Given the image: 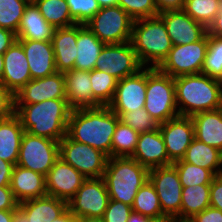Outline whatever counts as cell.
I'll use <instances>...</instances> for the list:
<instances>
[{"label":"cell","mask_w":222,"mask_h":222,"mask_svg":"<svg viewBox=\"0 0 222 222\" xmlns=\"http://www.w3.org/2000/svg\"><path fill=\"white\" fill-rule=\"evenodd\" d=\"M14 210H0V222H13Z\"/></svg>","instance_id":"cell-53"},{"label":"cell","mask_w":222,"mask_h":222,"mask_svg":"<svg viewBox=\"0 0 222 222\" xmlns=\"http://www.w3.org/2000/svg\"><path fill=\"white\" fill-rule=\"evenodd\" d=\"M17 40L22 44L32 79L44 78L57 72L51 41Z\"/></svg>","instance_id":"cell-21"},{"label":"cell","mask_w":222,"mask_h":222,"mask_svg":"<svg viewBox=\"0 0 222 222\" xmlns=\"http://www.w3.org/2000/svg\"><path fill=\"white\" fill-rule=\"evenodd\" d=\"M142 68L130 41L105 44L95 64V69L105 71L118 80L134 75Z\"/></svg>","instance_id":"cell-13"},{"label":"cell","mask_w":222,"mask_h":222,"mask_svg":"<svg viewBox=\"0 0 222 222\" xmlns=\"http://www.w3.org/2000/svg\"><path fill=\"white\" fill-rule=\"evenodd\" d=\"M26 0H0V27L17 34Z\"/></svg>","instance_id":"cell-39"},{"label":"cell","mask_w":222,"mask_h":222,"mask_svg":"<svg viewBox=\"0 0 222 222\" xmlns=\"http://www.w3.org/2000/svg\"><path fill=\"white\" fill-rule=\"evenodd\" d=\"M59 157L88 178H102L108 156L87 144L79 143L65 135L59 141Z\"/></svg>","instance_id":"cell-8"},{"label":"cell","mask_w":222,"mask_h":222,"mask_svg":"<svg viewBox=\"0 0 222 222\" xmlns=\"http://www.w3.org/2000/svg\"><path fill=\"white\" fill-rule=\"evenodd\" d=\"M104 45L86 25L77 24V57L74 69L89 72L95 69Z\"/></svg>","instance_id":"cell-27"},{"label":"cell","mask_w":222,"mask_h":222,"mask_svg":"<svg viewBox=\"0 0 222 222\" xmlns=\"http://www.w3.org/2000/svg\"><path fill=\"white\" fill-rule=\"evenodd\" d=\"M194 137L222 152V108L199 112L191 116Z\"/></svg>","instance_id":"cell-26"},{"label":"cell","mask_w":222,"mask_h":222,"mask_svg":"<svg viewBox=\"0 0 222 222\" xmlns=\"http://www.w3.org/2000/svg\"><path fill=\"white\" fill-rule=\"evenodd\" d=\"M119 121L108 106L74 109L70 113L67 136L111 157L112 136Z\"/></svg>","instance_id":"cell-1"},{"label":"cell","mask_w":222,"mask_h":222,"mask_svg":"<svg viewBox=\"0 0 222 222\" xmlns=\"http://www.w3.org/2000/svg\"><path fill=\"white\" fill-rule=\"evenodd\" d=\"M118 5L134 20L159 14L154 0H118Z\"/></svg>","instance_id":"cell-42"},{"label":"cell","mask_w":222,"mask_h":222,"mask_svg":"<svg viewBox=\"0 0 222 222\" xmlns=\"http://www.w3.org/2000/svg\"><path fill=\"white\" fill-rule=\"evenodd\" d=\"M201 73L222 82V38L221 37L208 35V47Z\"/></svg>","instance_id":"cell-38"},{"label":"cell","mask_w":222,"mask_h":222,"mask_svg":"<svg viewBox=\"0 0 222 222\" xmlns=\"http://www.w3.org/2000/svg\"><path fill=\"white\" fill-rule=\"evenodd\" d=\"M176 105L180 116L222 108V82L205 74L174 78ZM179 106V107H178Z\"/></svg>","instance_id":"cell-3"},{"label":"cell","mask_w":222,"mask_h":222,"mask_svg":"<svg viewBox=\"0 0 222 222\" xmlns=\"http://www.w3.org/2000/svg\"><path fill=\"white\" fill-rule=\"evenodd\" d=\"M148 180L159 197L162 213L167 218L180 222L182 185L173 165L156 167L149 170Z\"/></svg>","instance_id":"cell-11"},{"label":"cell","mask_w":222,"mask_h":222,"mask_svg":"<svg viewBox=\"0 0 222 222\" xmlns=\"http://www.w3.org/2000/svg\"><path fill=\"white\" fill-rule=\"evenodd\" d=\"M13 222H32V221L28 220L25 213L19 207H17L14 210Z\"/></svg>","instance_id":"cell-54"},{"label":"cell","mask_w":222,"mask_h":222,"mask_svg":"<svg viewBox=\"0 0 222 222\" xmlns=\"http://www.w3.org/2000/svg\"><path fill=\"white\" fill-rule=\"evenodd\" d=\"M130 42L141 65L151 68H158L173 47L159 15L134 20Z\"/></svg>","instance_id":"cell-4"},{"label":"cell","mask_w":222,"mask_h":222,"mask_svg":"<svg viewBox=\"0 0 222 222\" xmlns=\"http://www.w3.org/2000/svg\"><path fill=\"white\" fill-rule=\"evenodd\" d=\"M18 204L10 186H0V210H15Z\"/></svg>","instance_id":"cell-47"},{"label":"cell","mask_w":222,"mask_h":222,"mask_svg":"<svg viewBox=\"0 0 222 222\" xmlns=\"http://www.w3.org/2000/svg\"><path fill=\"white\" fill-rule=\"evenodd\" d=\"M18 207L32 222H53L68 210V202L46 195L23 201Z\"/></svg>","instance_id":"cell-25"},{"label":"cell","mask_w":222,"mask_h":222,"mask_svg":"<svg viewBox=\"0 0 222 222\" xmlns=\"http://www.w3.org/2000/svg\"><path fill=\"white\" fill-rule=\"evenodd\" d=\"M14 114V95L0 83V120Z\"/></svg>","instance_id":"cell-44"},{"label":"cell","mask_w":222,"mask_h":222,"mask_svg":"<svg viewBox=\"0 0 222 222\" xmlns=\"http://www.w3.org/2000/svg\"><path fill=\"white\" fill-rule=\"evenodd\" d=\"M134 19L119 5L101 8L85 25L104 44L131 40Z\"/></svg>","instance_id":"cell-7"},{"label":"cell","mask_w":222,"mask_h":222,"mask_svg":"<svg viewBox=\"0 0 222 222\" xmlns=\"http://www.w3.org/2000/svg\"><path fill=\"white\" fill-rule=\"evenodd\" d=\"M168 158L175 162L185 156L194 137V124L191 117L177 116L159 124Z\"/></svg>","instance_id":"cell-17"},{"label":"cell","mask_w":222,"mask_h":222,"mask_svg":"<svg viewBox=\"0 0 222 222\" xmlns=\"http://www.w3.org/2000/svg\"><path fill=\"white\" fill-rule=\"evenodd\" d=\"M3 56L2 84L14 95L32 79L27 57L22 44L17 39L5 51Z\"/></svg>","instance_id":"cell-19"},{"label":"cell","mask_w":222,"mask_h":222,"mask_svg":"<svg viewBox=\"0 0 222 222\" xmlns=\"http://www.w3.org/2000/svg\"><path fill=\"white\" fill-rule=\"evenodd\" d=\"M54 30L41 15L35 3H28L21 18L16 38L51 41Z\"/></svg>","instance_id":"cell-28"},{"label":"cell","mask_w":222,"mask_h":222,"mask_svg":"<svg viewBox=\"0 0 222 222\" xmlns=\"http://www.w3.org/2000/svg\"><path fill=\"white\" fill-rule=\"evenodd\" d=\"M76 222H104L102 218L96 217H78Z\"/></svg>","instance_id":"cell-57"},{"label":"cell","mask_w":222,"mask_h":222,"mask_svg":"<svg viewBox=\"0 0 222 222\" xmlns=\"http://www.w3.org/2000/svg\"><path fill=\"white\" fill-rule=\"evenodd\" d=\"M207 29L208 35H214L222 38V0H220L219 13Z\"/></svg>","instance_id":"cell-51"},{"label":"cell","mask_w":222,"mask_h":222,"mask_svg":"<svg viewBox=\"0 0 222 222\" xmlns=\"http://www.w3.org/2000/svg\"><path fill=\"white\" fill-rule=\"evenodd\" d=\"M220 0H186L183 10L207 28L219 13Z\"/></svg>","instance_id":"cell-37"},{"label":"cell","mask_w":222,"mask_h":222,"mask_svg":"<svg viewBox=\"0 0 222 222\" xmlns=\"http://www.w3.org/2000/svg\"><path fill=\"white\" fill-rule=\"evenodd\" d=\"M132 158L148 170L169 166L173 163L168 158L165 142L159 128L154 131L139 133Z\"/></svg>","instance_id":"cell-20"},{"label":"cell","mask_w":222,"mask_h":222,"mask_svg":"<svg viewBox=\"0 0 222 222\" xmlns=\"http://www.w3.org/2000/svg\"><path fill=\"white\" fill-rule=\"evenodd\" d=\"M210 206L222 211V174L216 175L210 185Z\"/></svg>","instance_id":"cell-45"},{"label":"cell","mask_w":222,"mask_h":222,"mask_svg":"<svg viewBox=\"0 0 222 222\" xmlns=\"http://www.w3.org/2000/svg\"><path fill=\"white\" fill-rule=\"evenodd\" d=\"M87 178L60 157L45 176L47 195L68 202Z\"/></svg>","instance_id":"cell-16"},{"label":"cell","mask_w":222,"mask_h":222,"mask_svg":"<svg viewBox=\"0 0 222 222\" xmlns=\"http://www.w3.org/2000/svg\"><path fill=\"white\" fill-rule=\"evenodd\" d=\"M51 42L57 72L73 70L77 57V24L55 29Z\"/></svg>","instance_id":"cell-24"},{"label":"cell","mask_w":222,"mask_h":222,"mask_svg":"<svg viewBox=\"0 0 222 222\" xmlns=\"http://www.w3.org/2000/svg\"><path fill=\"white\" fill-rule=\"evenodd\" d=\"M210 206V185L182 188L180 222H187L195 214Z\"/></svg>","instance_id":"cell-31"},{"label":"cell","mask_w":222,"mask_h":222,"mask_svg":"<svg viewBox=\"0 0 222 222\" xmlns=\"http://www.w3.org/2000/svg\"><path fill=\"white\" fill-rule=\"evenodd\" d=\"M38 7L44 19L54 28H65L76 23L70 16L69 7L65 0H37Z\"/></svg>","instance_id":"cell-32"},{"label":"cell","mask_w":222,"mask_h":222,"mask_svg":"<svg viewBox=\"0 0 222 222\" xmlns=\"http://www.w3.org/2000/svg\"><path fill=\"white\" fill-rule=\"evenodd\" d=\"M120 121L132 127L138 133L150 132L159 128V123L154 120L145 108L132 112H114Z\"/></svg>","instance_id":"cell-40"},{"label":"cell","mask_w":222,"mask_h":222,"mask_svg":"<svg viewBox=\"0 0 222 222\" xmlns=\"http://www.w3.org/2000/svg\"><path fill=\"white\" fill-rule=\"evenodd\" d=\"M109 202L103 178H88L68 201V210L76 217L102 218Z\"/></svg>","instance_id":"cell-12"},{"label":"cell","mask_w":222,"mask_h":222,"mask_svg":"<svg viewBox=\"0 0 222 222\" xmlns=\"http://www.w3.org/2000/svg\"><path fill=\"white\" fill-rule=\"evenodd\" d=\"M158 15L163 19L173 45L197 42L208 33L205 25L193 20L183 9L164 11Z\"/></svg>","instance_id":"cell-18"},{"label":"cell","mask_w":222,"mask_h":222,"mask_svg":"<svg viewBox=\"0 0 222 222\" xmlns=\"http://www.w3.org/2000/svg\"><path fill=\"white\" fill-rule=\"evenodd\" d=\"M53 222H76V217L67 210L62 216L55 219Z\"/></svg>","instance_id":"cell-55"},{"label":"cell","mask_w":222,"mask_h":222,"mask_svg":"<svg viewBox=\"0 0 222 222\" xmlns=\"http://www.w3.org/2000/svg\"><path fill=\"white\" fill-rule=\"evenodd\" d=\"M176 168L182 187L196 185H211L216 176L211 170L186 163L182 159L172 163Z\"/></svg>","instance_id":"cell-36"},{"label":"cell","mask_w":222,"mask_h":222,"mask_svg":"<svg viewBox=\"0 0 222 222\" xmlns=\"http://www.w3.org/2000/svg\"><path fill=\"white\" fill-rule=\"evenodd\" d=\"M76 24L85 25L100 9L97 0H65Z\"/></svg>","instance_id":"cell-41"},{"label":"cell","mask_w":222,"mask_h":222,"mask_svg":"<svg viewBox=\"0 0 222 222\" xmlns=\"http://www.w3.org/2000/svg\"><path fill=\"white\" fill-rule=\"evenodd\" d=\"M138 137V132L119 121L112 136L111 157H132Z\"/></svg>","instance_id":"cell-34"},{"label":"cell","mask_w":222,"mask_h":222,"mask_svg":"<svg viewBox=\"0 0 222 222\" xmlns=\"http://www.w3.org/2000/svg\"><path fill=\"white\" fill-rule=\"evenodd\" d=\"M49 99H67L65 77L61 72L31 79L14 94V104H35Z\"/></svg>","instance_id":"cell-15"},{"label":"cell","mask_w":222,"mask_h":222,"mask_svg":"<svg viewBox=\"0 0 222 222\" xmlns=\"http://www.w3.org/2000/svg\"><path fill=\"white\" fill-rule=\"evenodd\" d=\"M63 74L65 77V94L72 110L101 107L93 98L89 71L73 69Z\"/></svg>","instance_id":"cell-22"},{"label":"cell","mask_w":222,"mask_h":222,"mask_svg":"<svg viewBox=\"0 0 222 222\" xmlns=\"http://www.w3.org/2000/svg\"><path fill=\"white\" fill-rule=\"evenodd\" d=\"M3 60H4V56L3 54H0V83L1 84H2V77H3V71H4Z\"/></svg>","instance_id":"cell-58"},{"label":"cell","mask_w":222,"mask_h":222,"mask_svg":"<svg viewBox=\"0 0 222 222\" xmlns=\"http://www.w3.org/2000/svg\"><path fill=\"white\" fill-rule=\"evenodd\" d=\"M144 108L159 124L179 116L173 77L162 73L158 68L146 67Z\"/></svg>","instance_id":"cell-6"},{"label":"cell","mask_w":222,"mask_h":222,"mask_svg":"<svg viewBox=\"0 0 222 222\" xmlns=\"http://www.w3.org/2000/svg\"><path fill=\"white\" fill-rule=\"evenodd\" d=\"M93 98L101 105L108 106L113 100L118 79L105 71L93 69L90 71Z\"/></svg>","instance_id":"cell-35"},{"label":"cell","mask_w":222,"mask_h":222,"mask_svg":"<svg viewBox=\"0 0 222 222\" xmlns=\"http://www.w3.org/2000/svg\"><path fill=\"white\" fill-rule=\"evenodd\" d=\"M10 188L18 203L47 195L45 176L15 165Z\"/></svg>","instance_id":"cell-23"},{"label":"cell","mask_w":222,"mask_h":222,"mask_svg":"<svg viewBox=\"0 0 222 222\" xmlns=\"http://www.w3.org/2000/svg\"><path fill=\"white\" fill-rule=\"evenodd\" d=\"M208 47V33L199 41L184 45H173L167 58L158 69L173 78L200 74Z\"/></svg>","instance_id":"cell-9"},{"label":"cell","mask_w":222,"mask_h":222,"mask_svg":"<svg viewBox=\"0 0 222 222\" xmlns=\"http://www.w3.org/2000/svg\"><path fill=\"white\" fill-rule=\"evenodd\" d=\"M152 221L153 219L151 217L132 211L127 222H152Z\"/></svg>","instance_id":"cell-52"},{"label":"cell","mask_w":222,"mask_h":222,"mask_svg":"<svg viewBox=\"0 0 222 222\" xmlns=\"http://www.w3.org/2000/svg\"><path fill=\"white\" fill-rule=\"evenodd\" d=\"M187 222H222V211L209 206L202 212L195 214Z\"/></svg>","instance_id":"cell-46"},{"label":"cell","mask_w":222,"mask_h":222,"mask_svg":"<svg viewBox=\"0 0 222 222\" xmlns=\"http://www.w3.org/2000/svg\"><path fill=\"white\" fill-rule=\"evenodd\" d=\"M182 160L211 170L215 175L222 174V152L194 138Z\"/></svg>","instance_id":"cell-30"},{"label":"cell","mask_w":222,"mask_h":222,"mask_svg":"<svg viewBox=\"0 0 222 222\" xmlns=\"http://www.w3.org/2000/svg\"><path fill=\"white\" fill-rule=\"evenodd\" d=\"M145 101L146 67H143L136 74L118 80L113 100L108 107L113 112H132L144 108Z\"/></svg>","instance_id":"cell-14"},{"label":"cell","mask_w":222,"mask_h":222,"mask_svg":"<svg viewBox=\"0 0 222 222\" xmlns=\"http://www.w3.org/2000/svg\"><path fill=\"white\" fill-rule=\"evenodd\" d=\"M71 111L67 99L14 104V114L19 118L24 131L55 141H60L67 135Z\"/></svg>","instance_id":"cell-2"},{"label":"cell","mask_w":222,"mask_h":222,"mask_svg":"<svg viewBox=\"0 0 222 222\" xmlns=\"http://www.w3.org/2000/svg\"><path fill=\"white\" fill-rule=\"evenodd\" d=\"M59 158V141L24 132L16 165L44 176Z\"/></svg>","instance_id":"cell-10"},{"label":"cell","mask_w":222,"mask_h":222,"mask_svg":"<svg viewBox=\"0 0 222 222\" xmlns=\"http://www.w3.org/2000/svg\"><path fill=\"white\" fill-rule=\"evenodd\" d=\"M14 166L0 158V186H10Z\"/></svg>","instance_id":"cell-49"},{"label":"cell","mask_w":222,"mask_h":222,"mask_svg":"<svg viewBox=\"0 0 222 222\" xmlns=\"http://www.w3.org/2000/svg\"><path fill=\"white\" fill-rule=\"evenodd\" d=\"M24 132L21 122L15 114L0 120V158L2 160L13 165L17 164Z\"/></svg>","instance_id":"cell-29"},{"label":"cell","mask_w":222,"mask_h":222,"mask_svg":"<svg viewBox=\"0 0 222 222\" xmlns=\"http://www.w3.org/2000/svg\"><path fill=\"white\" fill-rule=\"evenodd\" d=\"M16 39L15 33L0 27V54H4Z\"/></svg>","instance_id":"cell-50"},{"label":"cell","mask_w":222,"mask_h":222,"mask_svg":"<svg viewBox=\"0 0 222 222\" xmlns=\"http://www.w3.org/2000/svg\"><path fill=\"white\" fill-rule=\"evenodd\" d=\"M134 212L149 216L153 220L167 218L161 209L159 197L154 186L147 180L138 190L132 205Z\"/></svg>","instance_id":"cell-33"},{"label":"cell","mask_w":222,"mask_h":222,"mask_svg":"<svg viewBox=\"0 0 222 222\" xmlns=\"http://www.w3.org/2000/svg\"><path fill=\"white\" fill-rule=\"evenodd\" d=\"M101 8L118 5V0H97Z\"/></svg>","instance_id":"cell-56"},{"label":"cell","mask_w":222,"mask_h":222,"mask_svg":"<svg viewBox=\"0 0 222 222\" xmlns=\"http://www.w3.org/2000/svg\"><path fill=\"white\" fill-rule=\"evenodd\" d=\"M152 222H178L174 218H163L160 220H153Z\"/></svg>","instance_id":"cell-59"},{"label":"cell","mask_w":222,"mask_h":222,"mask_svg":"<svg viewBox=\"0 0 222 222\" xmlns=\"http://www.w3.org/2000/svg\"><path fill=\"white\" fill-rule=\"evenodd\" d=\"M28 3H35L37 0H26Z\"/></svg>","instance_id":"cell-60"},{"label":"cell","mask_w":222,"mask_h":222,"mask_svg":"<svg viewBox=\"0 0 222 222\" xmlns=\"http://www.w3.org/2000/svg\"><path fill=\"white\" fill-rule=\"evenodd\" d=\"M186 0H154L158 13L169 10H182Z\"/></svg>","instance_id":"cell-48"},{"label":"cell","mask_w":222,"mask_h":222,"mask_svg":"<svg viewBox=\"0 0 222 222\" xmlns=\"http://www.w3.org/2000/svg\"><path fill=\"white\" fill-rule=\"evenodd\" d=\"M149 170L132 157H108L103 180L109 199L133 205L138 190L148 180Z\"/></svg>","instance_id":"cell-5"},{"label":"cell","mask_w":222,"mask_h":222,"mask_svg":"<svg viewBox=\"0 0 222 222\" xmlns=\"http://www.w3.org/2000/svg\"><path fill=\"white\" fill-rule=\"evenodd\" d=\"M132 211V206L109 199L102 219L104 222H127Z\"/></svg>","instance_id":"cell-43"}]
</instances>
